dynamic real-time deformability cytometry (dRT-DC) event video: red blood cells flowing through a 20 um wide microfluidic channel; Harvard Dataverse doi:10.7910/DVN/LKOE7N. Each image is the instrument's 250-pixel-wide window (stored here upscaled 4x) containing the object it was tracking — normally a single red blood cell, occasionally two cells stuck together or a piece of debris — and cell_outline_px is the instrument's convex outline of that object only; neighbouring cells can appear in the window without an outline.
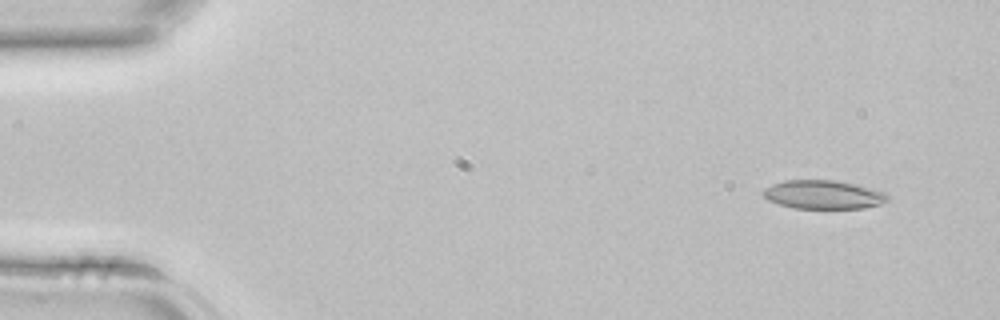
{"species": "common noctule bat (a hibernating species)", "species_latin": "Nyctalus noctula", "temperature_condition": "room temperature", "stored_images_in_passage": 3, "camera_frame_rate_fps": 3000, "um_per_image_px": 0.085, "animal": {"sex": "female", "body_mass_g": 22.7, "forearm_length_mm": 54.2}, "frame": {"image": 1, "passage_image": 1, "time_ms": 0.0, "image_size_px": [1000, 320], "cell_outline_px": [[888, 200], [880, 204], [864, 208], [792, 208], [768, 200], [760, 192], [764, 188], [772, 184], [784, 180], [836, 180], [856, 184], [884, 192], [888, 196]], "centroid_in_image_um": [69.95, 16.53], "position_along_channel_um": 15.1, "area_um2": 20.81}}
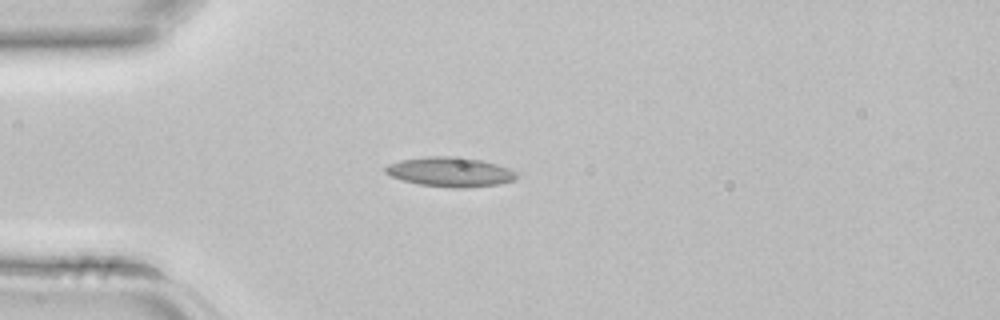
{"frame": {"image": 2, "passage_image": 3, "time_ms": 0.667, "image_size_px": [1000, 320], "cell_outline_px": [[516, 176], [512, 180], [500, 184], [464, 188], [452, 188], [420, 184], [404, 180], [392, 176], [384, 172], [384, 168], [388, 164], [400, 160], [428, 156], [468, 156], [496, 164], [508, 168], [516, 172]], "centroid_in_image_um": [38.26, 14.6], "position_along_channel_um": 46.7, "area_um2": 22.66}}